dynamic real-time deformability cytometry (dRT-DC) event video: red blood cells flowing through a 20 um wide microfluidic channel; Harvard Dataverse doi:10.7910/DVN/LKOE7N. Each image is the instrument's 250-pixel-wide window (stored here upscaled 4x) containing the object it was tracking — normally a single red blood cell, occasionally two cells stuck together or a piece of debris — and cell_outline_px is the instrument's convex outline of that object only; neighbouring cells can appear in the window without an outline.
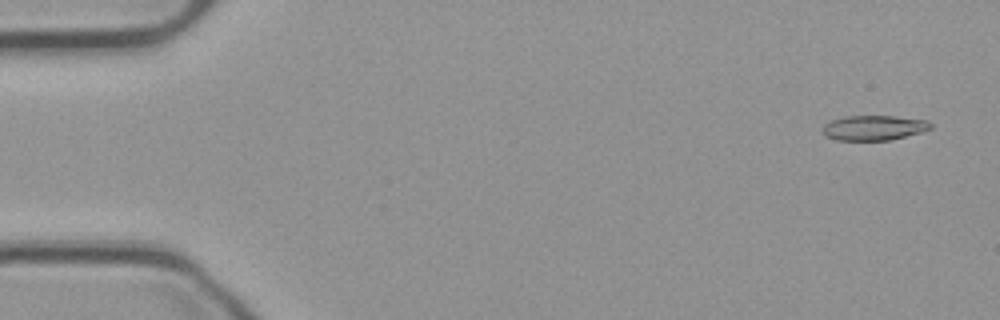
{"species": "common noctule bat (a hibernating species)", "species_latin": "Nyctalus noctula", "temperature_condition": "cold", "stored_images_in_passage": 56, "camera_frame_rate_fps": 3000, "um_per_image_px": 0.085, "animal": {"sex": "male", "body_mass_g": 23.1, "forearm_length_mm": 52.7}, "frame": {"image": 1, "passage_image": 3, "time_ms": 0.667, "image_size_px": [1000, 320], "cell_outline_px": [[932, 128], [920, 132], [888, 140], [836, 140], [824, 136], [824, 124], [832, 120], [844, 116], [896, 116], [924, 120], [932, 124]], "centroid_in_image_um": [74.25, 10.86], "position_along_channel_um": 10.8, "area_um2": 15.49}}
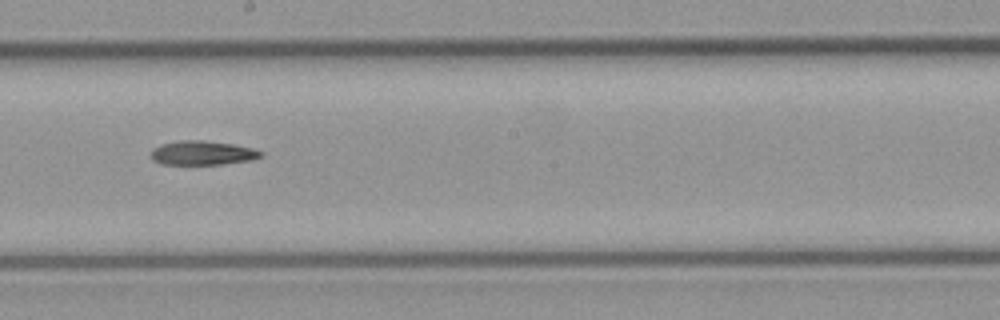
{"frame": {"image": 2, "passage_image": 31, "time_ms": 10.0, "image_size_px": [1000, 320], "cell_outline_px": [[264, 152], [260, 156], [248, 160], [220, 164], [160, 164], [152, 160], [152, 148], [160, 144], [180, 140], [204, 140], [232, 144], [252, 148]], "centroid_in_image_um": [17.15, 12.99], "position_along_channel_um": 231.1, "area_um2": 15.32}}
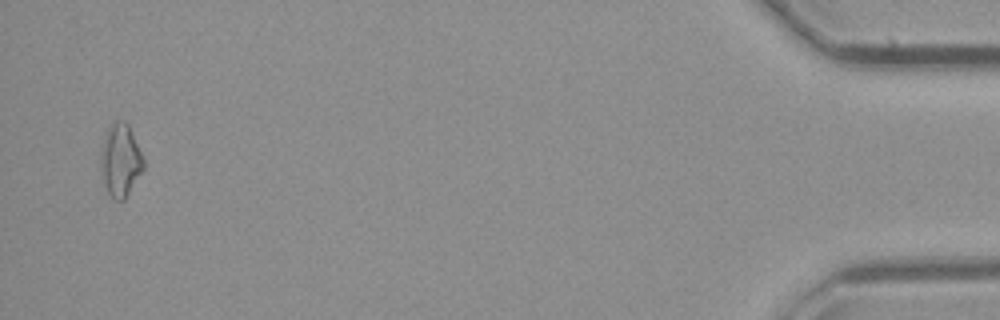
{"frame": {"image": 3, "passage_image": 54, "time_ms": 17.667, "image_size_px": [1000, 320], "cell_outline_px": [[144, 168], [124, 200], [112, 200], [108, 192], [100, 168], [100, 152], [104, 136], [108, 128], [116, 120], [124, 120], [128, 124], [144, 160]], "centroid_in_image_um": [10.22, 13.62], "position_along_channel_um": 425.0, "area_um2": 17.98}}